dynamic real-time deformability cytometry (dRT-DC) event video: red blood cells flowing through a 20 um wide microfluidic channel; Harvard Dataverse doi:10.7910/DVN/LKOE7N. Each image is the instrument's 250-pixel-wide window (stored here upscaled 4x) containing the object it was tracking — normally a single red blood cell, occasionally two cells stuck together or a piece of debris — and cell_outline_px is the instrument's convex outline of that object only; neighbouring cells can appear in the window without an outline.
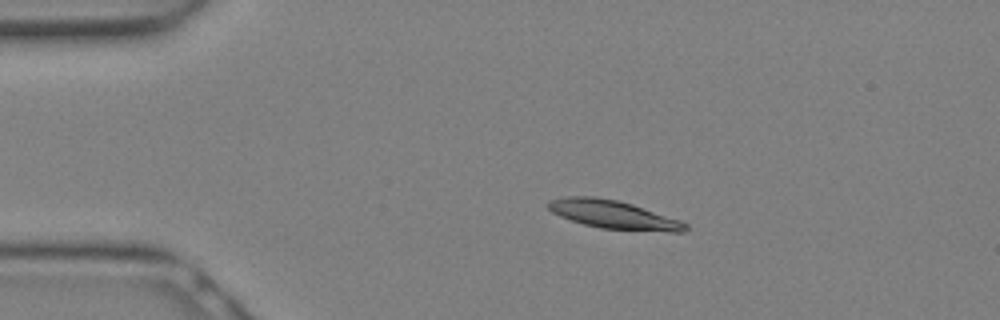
{"species": "Egyptian fruit bat (a non-hibernating species)", "species_latin": "Rousettus aegyptiacus", "temperature_condition": "warm", "stored_images_in_passage": 11, "camera_frame_rate_fps": 3000, "um_per_image_px": 0.085, "animal": {"sex": "female"}, "frame": {"image": 1, "passage_image": 1, "time_ms": 0.0, "image_size_px": [1000, 320], "cell_outline_px": [[688, 228], [684, 232], [668, 232], [600, 228], [584, 224], [560, 216], [552, 212], [544, 204], [548, 200], [564, 196], [596, 196], [616, 200], [632, 204], [680, 220], [688, 224]], "centroid_in_image_um": [52.11, 18.23], "position_along_channel_um": 32.9, "area_um2": 22.77}}
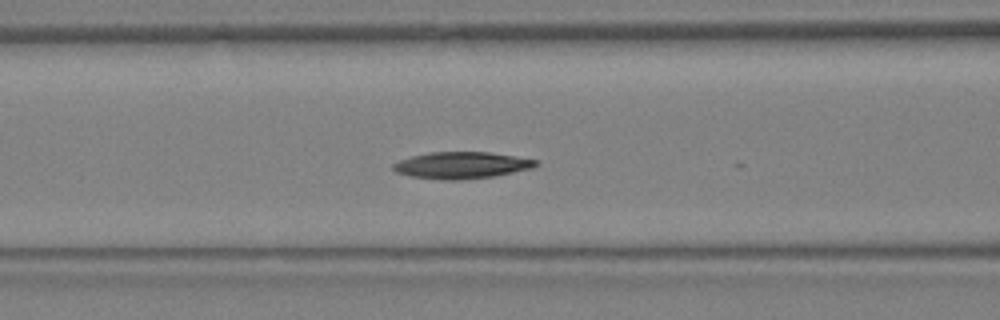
{"frame": {"image": 2, "passage_image": 7, "time_ms": 2.0, "image_size_px": [1000, 320], "cell_outline_px": [[540, 164], [532, 168], [496, 176], [460, 180], [444, 180], [412, 176], [396, 172], [392, 168], [392, 164], [400, 160], [412, 156], [432, 152], [488, 152], [536, 160]], "centroid_in_image_um": [39.23, 14.05], "position_along_channel_um": 127.4, "area_um2": 22.02}}
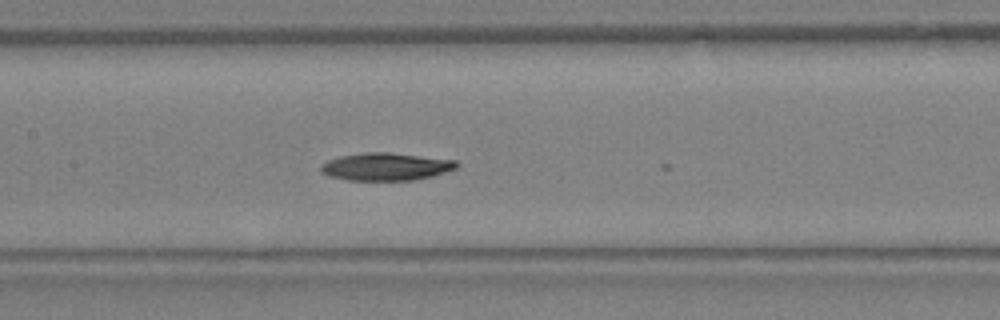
{"frame": {"image": 3, "passage_image": 9, "time_ms": 2.667, "image_size_px": [1000, 320], "cell_outline_px": [[460, 164], [456, 168], [432, 176], [416, 180], [348, 180], [328, 176], [320, 172], [320, 168], [328, 160], [340, 156], [368, 152], [388, 152], [456, 160]], "centroid_in_image_um": [32.81, 14.17], "position_along_channel_um": 174.6, "area_um2": 21.79}}